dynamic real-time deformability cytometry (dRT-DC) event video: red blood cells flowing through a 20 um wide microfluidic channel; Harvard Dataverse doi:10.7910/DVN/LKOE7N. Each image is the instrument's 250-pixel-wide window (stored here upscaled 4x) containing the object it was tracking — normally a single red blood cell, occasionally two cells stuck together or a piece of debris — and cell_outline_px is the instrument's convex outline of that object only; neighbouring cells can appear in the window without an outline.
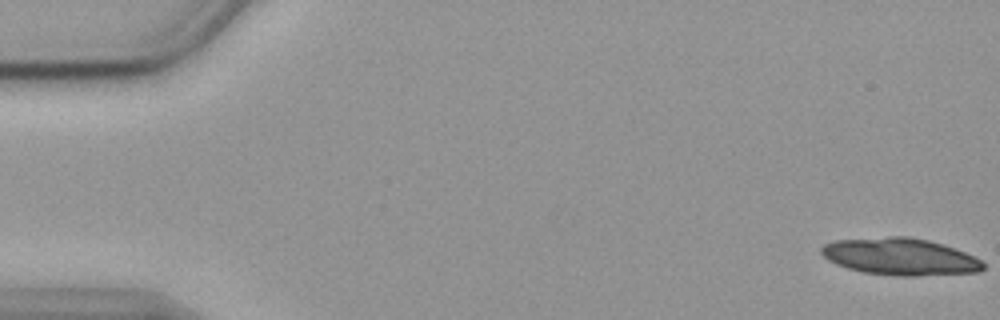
{"species": "common noctule bat (a hibernating species)", "species_latin": "Nyctalus noctula", "temperature_condition": "cold", "stored_images_in_passage": 32, "camera_frame_rate_fps": 3000, "um_per_image_px": 0.085, "animal": {"sex": "female", "body_mass_g": 19.9}, "frame": {"image": 1, "passage_image": 1, "time_ms": 0.0, "image_size_px": [1000, 320], "cell_outline_px": [[984, 268], [980, 272], [920, 276], [900, 276], [864, 272], [848, 268], [836, 264], [828, 260], [820, 252], [820, 248], [824, 244], [832, 240], [888, 236], [908, 236], [928, 240], [944, 244], [964, 252], [980, 260], [984, 264]], "centroid_in_image_um": [76.49, 21.81], "position_along_channel_um": 8.5, "area_um2": 35.08}}
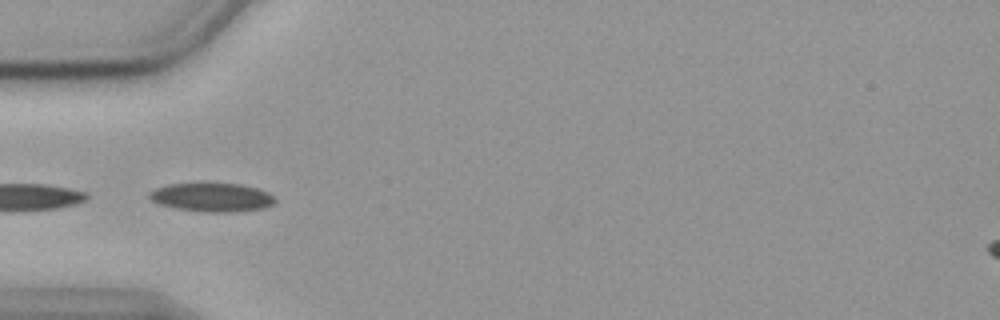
{"frame": {"image": 2, "passage_image": 18, "time_ms": 5.667, "image_size_px": [1000, 320], "cell_outline_px": [[276, 204], [264, 208], [236, 212], [200, 212], [176, 208], [160, 204], [152, 200], [148, 196], [148, 192], [152, 188], [168, 184], [200, 180], [240, 184], [256, 188], [268, 192], [276, 200]], "centroid_in_image_um": [17.97, 16.72], "position_along_channel_um": 67.0, "area_um2": 22.14}}